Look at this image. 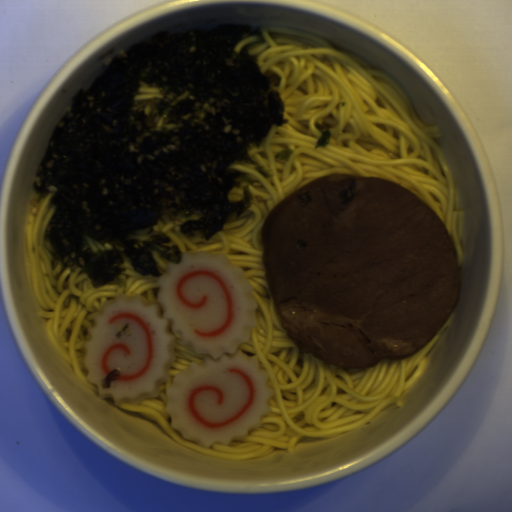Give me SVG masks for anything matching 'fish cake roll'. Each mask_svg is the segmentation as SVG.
<instances>
[{"mask_svg":"<svg viewBox=\"0 0 512 512\" xmlns=\"http://www.w3.org/2000/svg\"><path fill=\"white\" fill-rule=\"evenodd\" d=\"M158 300L117 295L94 316L83 343L86 378L115 405L159 395L176 360L174 343L204 359L175 375L166 411L183 438L208 449L247 439L271 412L269 375L239 344L255 326L257 301L243 271L223 254L183 252L158 278Z\"/></svg>","mask_w":512,"mask_h":512,"instance_id":"14b837c1","label":"fish cake roll"}]
</instances>
